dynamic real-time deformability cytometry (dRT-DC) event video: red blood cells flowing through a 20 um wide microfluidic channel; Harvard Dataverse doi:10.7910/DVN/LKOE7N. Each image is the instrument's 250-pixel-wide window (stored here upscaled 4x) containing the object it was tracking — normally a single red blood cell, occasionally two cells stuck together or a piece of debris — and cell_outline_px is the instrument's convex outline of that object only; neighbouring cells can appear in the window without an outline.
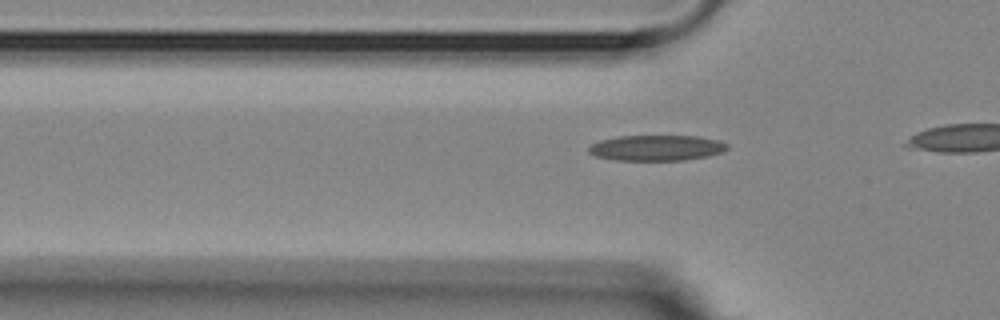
{"species": "Egyptian fruit bat (a non-hibernating species)", "species_latin": "Rousettus aegyptiacus", "temperature_condition": "room temperature", "stored_images_in_passage": 9, "camera_frame_rate_fps": 3000, "um_per_image_px": 0.085, "animal": {"sex": "female"}, "frame": {"image": 1, "passage_image": 6, "time_ms": 1.667, "image_size_px": [1000, 320], "cell_outline_px": [[728, 148], [724, 152], [708, 156], [684, 160], [616, 160], [592, 156], [588, 152], [588, 148], [592, 144], [600, 140], [616, 136], [696, 136], [720, 140], [728, 144]], "centroid_in_image_um": [55.8, 12.57], "position_along_channel_um": 70.0, "area_um2": 20.87}}